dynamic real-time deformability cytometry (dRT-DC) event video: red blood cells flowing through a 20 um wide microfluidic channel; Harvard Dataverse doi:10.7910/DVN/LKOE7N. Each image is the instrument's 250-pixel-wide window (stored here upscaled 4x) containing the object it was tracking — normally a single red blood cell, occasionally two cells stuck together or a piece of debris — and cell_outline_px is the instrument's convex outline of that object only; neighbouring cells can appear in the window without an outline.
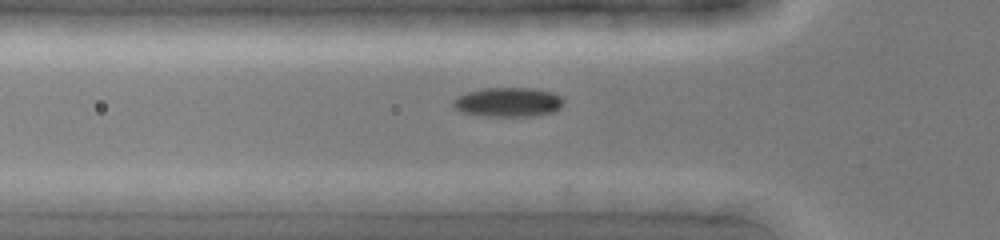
{"species": "common noctule bat (a hibernating species)", "species_latin": "Nyctalus noctula", "temperature_condition": "cold", "stored_images_in_passage": 42, "camera_frame_rate_fps": 3000, "um_per_image_px": 0.085, "animal": {"sex": "female", "body_mass_g": 19.0, "forearm_length_mm": 51.5}, "frame": {"image": 1, "passage_image": 13, "time_ms": 4.0, "image_size_px": [1000, 240], "cell_outline_px": [[564, 100], [560, 108], [552, 112], [540, 116], [484, 116], [460, 112], [452, 104], [452, 100], [456, 96], [468, 92], [484, 88], [532, 88], [552, 92], [560, 96]], "centroid_in_image_um": [43.18, 8.69], "position_along_channel_um": 82.6, "area_um2": 19.02}}
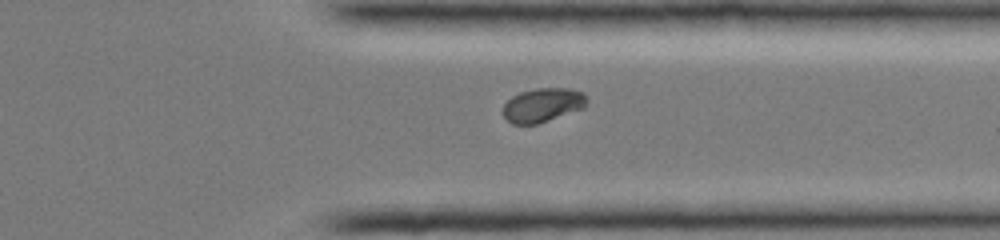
{"frame": {"image": 2, "passage_image": 32, "time_ms": 10.333, "image_size_px": [1000, 240], "cell_outline_px": [[588, 100], [584, 108], [536, 124], [512, 124], [504, 116], [504, 104], [512, 96], [520, 92], [536, 88], [568, 88], [584, 92]], "centroid_in_image_um": [46.15, 8.91], "position_along_channel_um": 365.2, "area_um2": 16.53}}
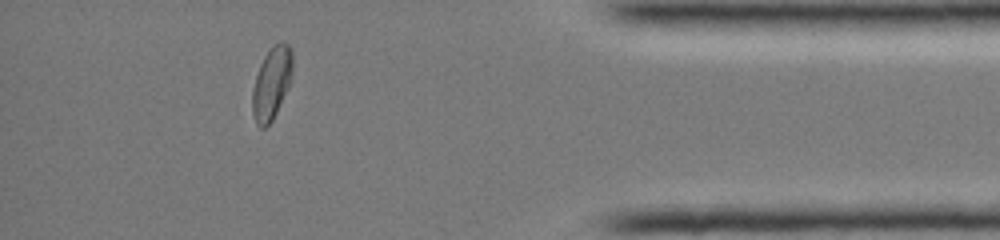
{"frame": {"image": 3, "passage_image": 37, "time_ms": 12.0, "image_size_px": [1000, 240], "cell_outline_px": [[292, 72], [288, 88], [272, 120], [264, 128], [260, 128], [256, 124], [252, 112], [252, 88], [260, 64], [264, 56], [280, 40], [288, 44], [292, 48]], "centroid_in_image_um": [23.08, 7.07], "position_along_channel_um": 412.1, "area_um2": 16.82}}